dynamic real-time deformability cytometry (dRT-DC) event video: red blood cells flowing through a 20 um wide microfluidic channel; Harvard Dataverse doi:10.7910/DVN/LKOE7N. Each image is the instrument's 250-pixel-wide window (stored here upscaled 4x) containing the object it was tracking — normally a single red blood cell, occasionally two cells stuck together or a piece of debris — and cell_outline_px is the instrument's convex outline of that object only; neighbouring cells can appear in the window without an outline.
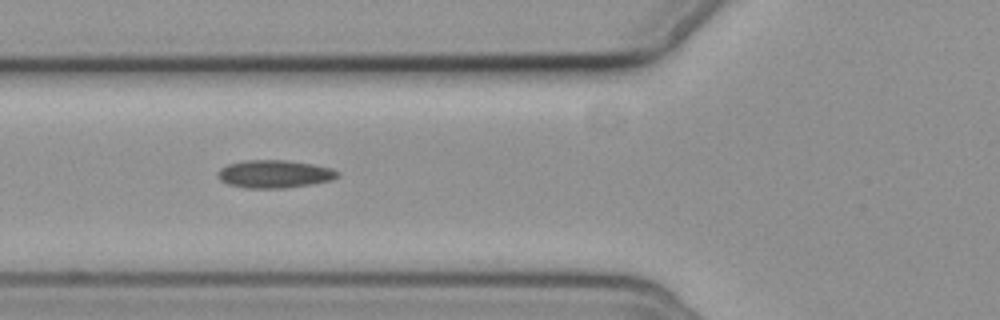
{"species": "common noctule bat (a hibernating species)", "species_latin": "Nyctalus noctula", "temperature_condition": "cold", "stored_images_in_passage": 7, "camera_frame_rate_fps": 3000, "um_per_image_px": 0.085, "animal": {"sex": "female", "body_mass_g": 19.3, "forearm_length_mm": 54.1}, "frame": {"image": 1, "passage_image": 6, "time_ms": 6.667, "image_size_px": [1000, 320], "cell_outline_px": [[340, 176], [332, 180], [312, 184], [284, 188], [244, 188], [228, 184], [220, 180], [216, 176], [216, 172], [220, 168], [228, 164], [244, 160], [284, 160], [312, 164], [332, 168], [340, 172]], "centroid_in_image_um": [23.32, 14.79], "position_along_channel_um": 102.5, "area_um2": 19.65}}
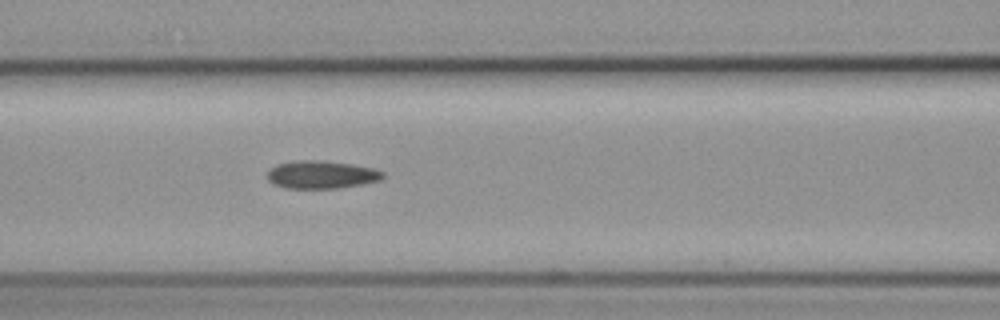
{"frame": {"image": 2, "passage_image": 7, "time_ms": 7.667, "image_size_px": [1000, 320], "cell_outline_px": [[384, 176], [380, 180], [364, 184], [336, 188], [284, 188], [272, 184], [268, 180], [268, 172], [276, 164], [300, 160], [320, 160], [352, 164], [372, 168], [384, 172]], "centroid_in_image_um": [27.32, 14.85], "position_along_channel_um": 139.3, "area_um2": 18.73}}